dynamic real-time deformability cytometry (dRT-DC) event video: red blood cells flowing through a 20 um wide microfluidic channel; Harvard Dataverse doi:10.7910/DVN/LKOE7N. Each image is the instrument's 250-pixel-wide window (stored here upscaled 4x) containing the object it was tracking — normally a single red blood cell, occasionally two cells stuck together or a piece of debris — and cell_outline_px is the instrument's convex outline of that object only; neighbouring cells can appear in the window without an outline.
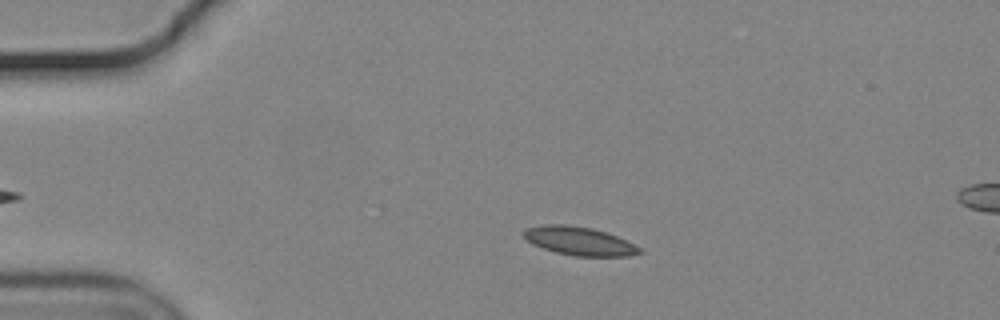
{"species": "common noctule bat (a hibernating species)", "species_latin": "Nyctalus noctula", "temperature_condition": "cold", "stored_images_in_passage": 50, "camera_frame_rate_fps": 3000, "um_per_image_px": 0.085, "animal": {"sex": "male", "body_mass_g": 19.2, "forearm_length_mm": 51.8}, "frame": {"image": 1, "passage_image": 13, "time_ms": 4.0, "image_size_px": [1000, 320], "cell_outline_px": [[644, 252], [628, 256], [576, 256], [556, 252], [532, 244], [524, 236], [524, 232], [528, 228], [544, 224], [564, 224], [592, 228], [616, 236], [640, 248]], "centroid_in_image_um": [49.24, 20.49], "position_along_channel_um": 35.8, "area_um2": 18.84}}
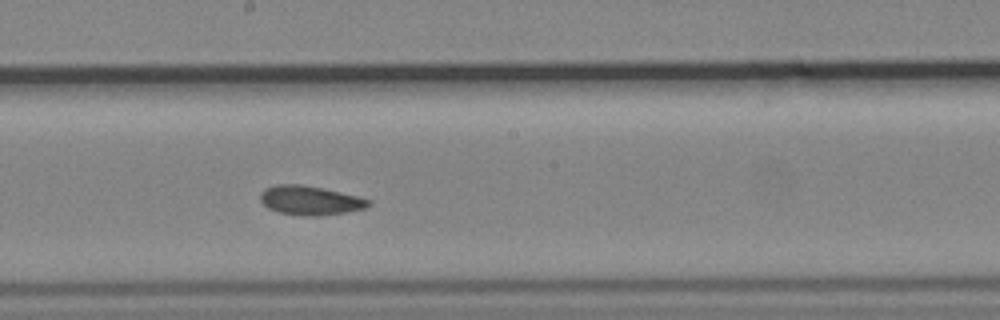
{"frame": {"image": 2, "passage_image": 32, "time_ms": 10.333, "image_size_px": [1000, 320], "cell_outline_px": [[372, 204], [364, 208], [344, 212], [316, 216], [308, 216], [280, 212], [268, 208], [260, 200], [260, 192], [264, 188], [276, 184], [300, 184], [324, 188], [360, 196], [372, 200]], "centroid_in_image_um": [26.37, 17.01], "position_along_channel_um": 221.8, "area_um2": 18.44}}
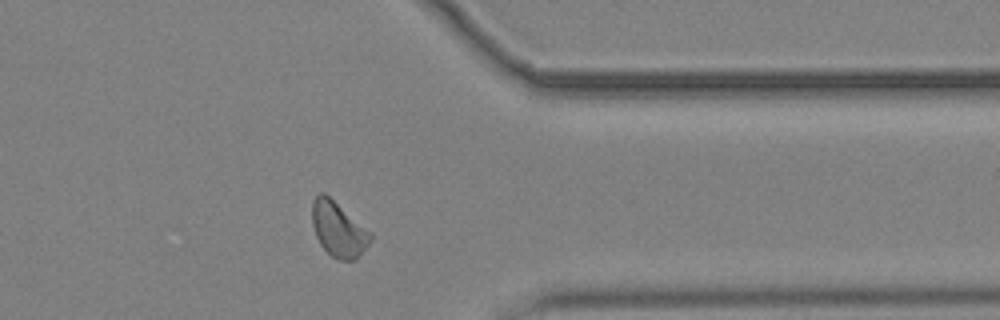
{"frame": {"image": 3, "passage_image": 46, "time_ms": 15.0, "image_size_px": [1000, 320], "cell_outline_px": [[372, 240], [356, 260], [340, 260], [332, 256], [320, 244], [316, 236], [312, 224], [312, 200], [320, 192], [324, 192], [372, 232]], "centroid_in_image_um": [28.77, 19.48], "position_along_channel_um": 382.6, "area_um2": 18.73}, "authors_computed_cell_mechanics": {"area_um2": 18.3804, "velocity_mm_per_s": 3.6511, "shape_relaxation_time_tau1_ms": 5.7897, "shape_relaxation_time_tau2_ms": 3.4098, "deformation_change_tau1": 0.1103, "deformation_change_tau2": 0.0872}}